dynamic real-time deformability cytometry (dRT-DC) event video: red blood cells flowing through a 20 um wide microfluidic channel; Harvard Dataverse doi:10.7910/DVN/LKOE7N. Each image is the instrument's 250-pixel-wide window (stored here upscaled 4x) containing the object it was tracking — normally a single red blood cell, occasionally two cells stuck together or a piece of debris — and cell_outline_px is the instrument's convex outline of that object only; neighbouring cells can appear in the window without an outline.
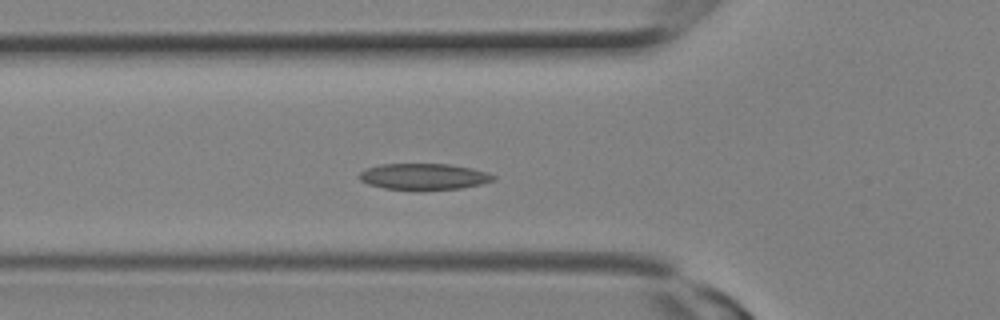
{"species": "Egyptian fruit bat (a non-hibernating species)", "species_latin": "Rousettus aegyptiacus", "temperature_condition": "room temperature", "stored_images_in_passage": 14, "camera_frame_rate_fps": 3000, "um_per_image_px": 0.085, "animal": {"sex": "female"}, "frame": {"image": 1, "passage_image": 5, "time_ms": 1.333, "image_size_px": [1000, 320], "cell_outline_px": [[496, 180], [480, 184], [460, 188], [384, 188], [368, 184], [360, 180], [356, 176], [364, 168], [380, 164], [448, 164], [472, 168], [488, 172], [496, 176]], "centroid_in_image_um": [36.0, 14.97], "position_along_channel_um": 89.8, "area_um2": 20.11}}
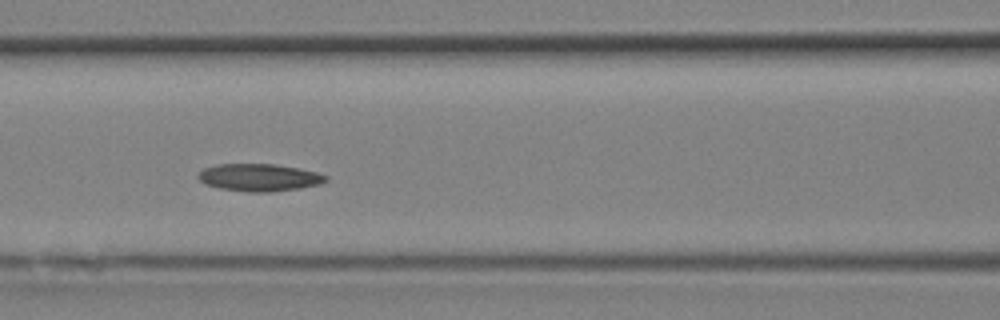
{"frame": {"image": 2, "passage_image": 7, "time_ms": 2.0, "image_size_px": [1000, 320], "cell_outline_px": [[328, 180], [320, 184], [300, 188], [272, 192], [248, 192], [220, 188], [204, 184], [196, 176], [204, 168], [216, 164], [276, 164], [316, 172], [328, 176]], "centroid_in_image_um": [22.02, 15.09], "position_along_channel_um": 144.6, "area_um2": 20.4}}